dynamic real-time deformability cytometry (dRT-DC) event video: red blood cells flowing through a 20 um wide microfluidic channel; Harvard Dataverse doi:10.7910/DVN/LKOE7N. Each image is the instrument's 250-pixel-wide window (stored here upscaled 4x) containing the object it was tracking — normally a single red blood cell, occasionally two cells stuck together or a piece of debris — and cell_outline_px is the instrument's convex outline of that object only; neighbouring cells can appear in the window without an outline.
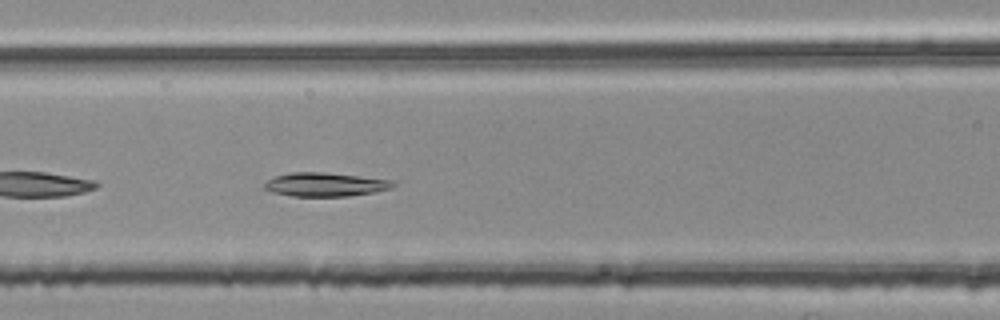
{"species": "common noctule bat (a hibernating species)", "species_latin": "Nyctalus noctula", "temperature_condition": "room temperature", "stored_images_in_passage": 23, "camera_frame_rate_fps": 3000, "um_per_image_px": 0.085, "animal": {"sex": "female", "body_mass_g": 25.1}, "frame": {"image": 1, "passage_image": 7, "time_ms": 2.0, "image_size_px": [1000, 320], "cell_outline_px": [[396, 184], [392, 188], [376, 192], [348, 196], [292, 196], [272, 192], [264, 188], [264, 184], [268, 180], [276, 176], [292, 172], [324, 172], [360, 176], [392, 180]], "centroid_in_image_um": [27.67, 15.68], "position_along_channel_um": 138.9, "area_um2": 17.8}}
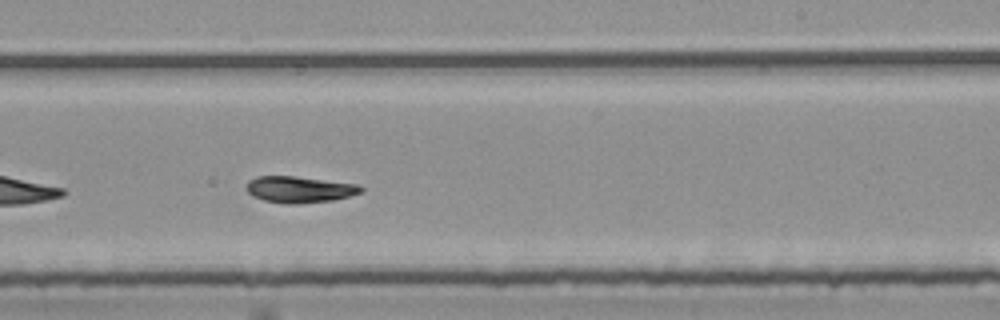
{"frame": {"image": 2, "passage_image": 17, "time_ms": 5.333, "image_size_px": [1000, 320], "cell_outline_px": [[364, 192], [352, 196], [332, 200], [296, 204], [288, 204], [264, 200], [252, 196], [244, 188], [248, 180], [256, 176], [292, 176], [360, 184], [364, 188]], "centroid_in_image_um": [25.47, 16.1], "position_along_channel_um": 263.5, "area_um2": 17.86}}
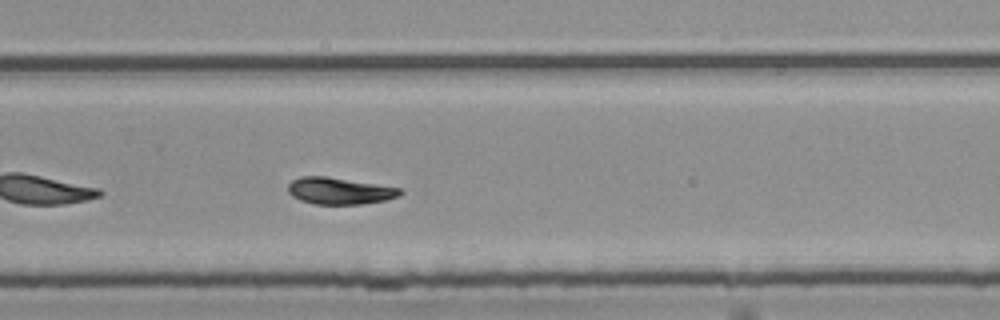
{"frame": {"image": 3, "passage_image": 20, "time_ms": 6.333, "image_size_px": [1000, 320], "cell_outline_px": [[404, 192], [400, 196], [384, 200], [360, 204], [312, 204], [300, 200], [292, 196], [288, 192], [288, 184], [292, 180], [300, 176], [324, 176], [376, 184], [400, 188]], "centroid_in_image_um": [28.83, 16.23], "position_along_channel_um": 301.0, "area_um2": 17.4}}